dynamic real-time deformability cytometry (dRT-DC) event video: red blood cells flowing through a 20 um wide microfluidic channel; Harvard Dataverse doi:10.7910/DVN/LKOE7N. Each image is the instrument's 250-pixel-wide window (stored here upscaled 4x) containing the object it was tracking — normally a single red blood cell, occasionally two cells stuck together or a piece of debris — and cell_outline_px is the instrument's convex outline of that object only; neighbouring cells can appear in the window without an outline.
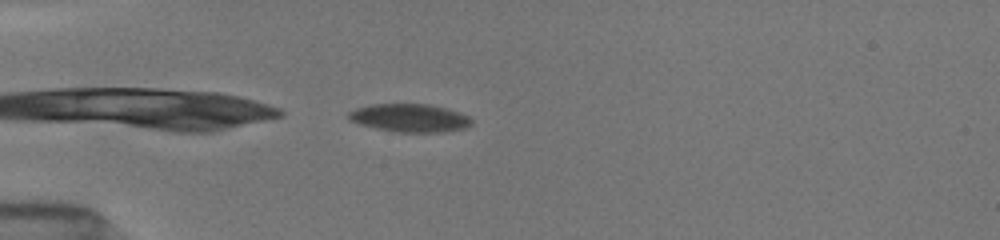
{"species": "common noctule bat (a hibernating species)", "species_latin": "Nyctalus noctula", "temperature_condition": "room temperature", "stored_images_in_passage": 44, "camera_frame_rate_fps": 3000, "um_per_image_px": 0.085, "animal": {"sex": "female", "body_mass_g": 19.5, "forearm_length_mm": 54.1}, "frame": {"image": 1, "passage_image": 1, "time_ms": 0.0, "image_size_px": [1000, 240], "cell_outline_px": [[472, 124], [464, 128], [440, 132], [400, 132], [360, 124], [352, 120], [348, 116], [348, 112], [356, 108], [372, 104], [428, 104], [444, 108], [468, 116], [472, 120]], "centroid_in_image_um": [34.83, 10.02], "position_along_channel_um": 50.2, "area_um2": 19.65}}
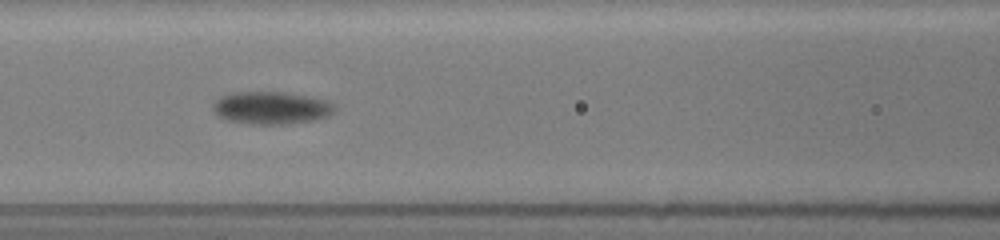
{"frame": {"image": 2, "passage_image": 12, "time_ms": 3.0, "image_size_px": [1000, 240], "cell_outline_px": [[332, 112], [328, 116], [312, 120], [288, 124], [252, 124], [228, 120], [220, 116], [212, 108], [212, 104], [220, 96], [236, 92], [284, 92], [324, 100], [332, 104]], "centroid_in_image_um": [22.99, 9.17], "position_along_channel_um": 143.6, "area_um2": 22.6}}
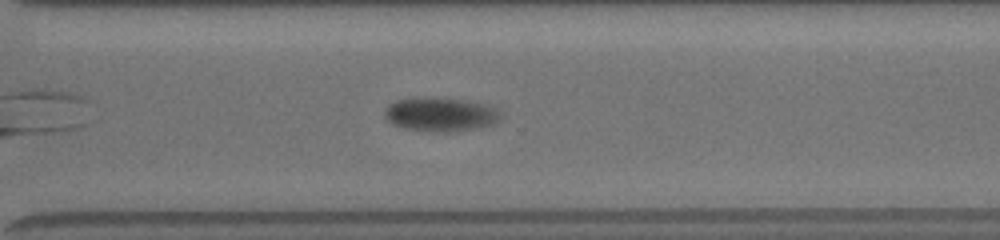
{"frame": {"image": 3, "passage_image": 32, "time_ms": 8.0, "image_size_px": [1000, 240], "cell_outline_px": [[496, 120], [492, 124], [472, 128], [400, 128], [392, 124], [384, 116], [384, 112], [388, 104], [396, 100], [468, 100], [484, 104], [492, 108], [496, 112]], "centroid_in_image_um": [37.33, 9.7], "position_along_channel_um": 333.3, "area_um2": 20.4}, "authors_computed_cell_mechanics": {"area_um2": 21.9929, "velocity_mm_per_s": 3.8017, "shape_relaxation_time_tau1_ms": 4.4017, "shape_relaxation_time_tau2_ms": null, "deformation_change_tau1": 0.123, "deformation_change_tau2": null}}